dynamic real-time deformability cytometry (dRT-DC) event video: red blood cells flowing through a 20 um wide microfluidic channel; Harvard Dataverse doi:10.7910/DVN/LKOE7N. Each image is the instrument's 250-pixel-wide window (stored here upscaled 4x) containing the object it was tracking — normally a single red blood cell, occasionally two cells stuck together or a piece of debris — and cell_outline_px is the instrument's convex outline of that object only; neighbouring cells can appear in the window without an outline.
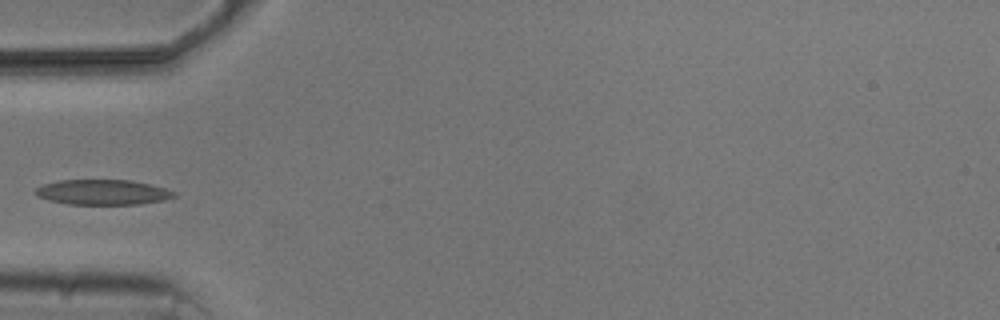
{"species": "common noctule bat (a hibernating species)", "species_latin": "Nyctalus noctula", "temperature_condition": "cold", "stored_images_in_passage": 4, "camera_frame_rate_fps": 3000, "um_per_image_px": 0.085, "animal": {"sex": "male", "body_mass_g": 20.5, "forearm_length_mm": 52.5}, "frame": {"image": 1, "passage_image": 3, "time_ms": 3.333, "image_size_px": [1000, 320], "cell_outline_px": [[176, 196], [164, 200], [140, 204], [68, 204], [48, 200], [36, 196], [32, 192], [36, 188], [44, 184], [60, 180], [128, 180], [148, 184], [164, 188], [176, 192]], "centroid_in_image_um": [8.69, 16.34], "position_along_channel_um": 76.3, "area_um2": 20.29}}
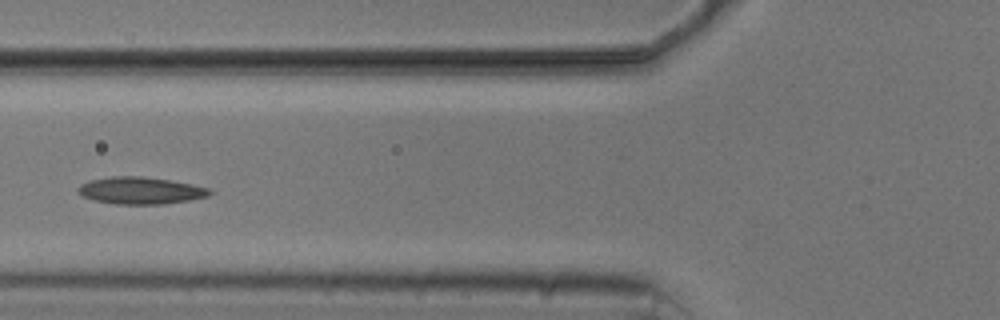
{"frame": {"image": 2, "passage_image": 4, "time_ms": 4.333, "image_size_px": [1000, 320], "cell_outline_px": [[212, 192], [208, 196], [188, 200], [160, 204], [116, 204], [96, 200], [84, 196], [76, 188], [80, 184], [88, 180], [112, 176], [140, 176], [168, 180], [192, 184], [212, 188]], "centroid_in_image_um": [11.96, 16.18], "position_along_channel_um": 113.8, "area_um2": 20.58}}